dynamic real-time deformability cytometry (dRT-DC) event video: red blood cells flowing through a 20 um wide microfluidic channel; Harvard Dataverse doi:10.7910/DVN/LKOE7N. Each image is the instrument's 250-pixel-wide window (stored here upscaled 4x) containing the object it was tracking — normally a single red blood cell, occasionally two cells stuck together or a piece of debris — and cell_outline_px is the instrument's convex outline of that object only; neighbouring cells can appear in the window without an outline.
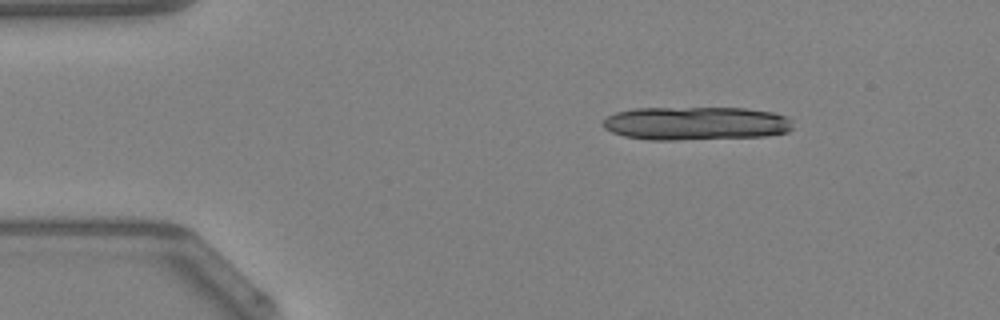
{"species": "Egyptian fruit bat (a non-hibernating species)", "species_latin": "Rousettus aegyptiacus", "temperature_condition": "warm", "stored_images_in_passage": 42, "camera_frame_rate_fps": 3000, "um_per_image_px": 0.085, "animal": {"sex": "female"}, "frame": {"image": 1, "passage_image": 1, "time_ms": 0.0, "image_size_px": [1000, 320], "cell_outline_px": [[792, 128], [788, 132], [764, 136], [676, 140], [648, 140], [624, 136], [612, 132], [604, 128], [600, 124], [608, 116], [616, 112], [632, 108], [744, 108], [772, 112], [788, 116], [792, 120]], "centroid_in_image_um": [59.13, 10.48], "position_along_channel_um": 25.9, "area_um2": 37.28}}
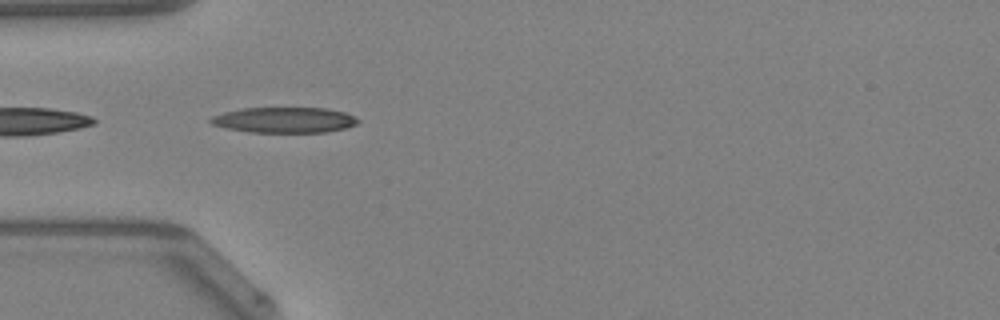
{"frame": {"image": 2, "passage_image": 9, "time_ms": 2.667, "image_size_px": [1000, 320], "cell_outline_px": [[360, 120], [356, 124], [344, 128], [328, 132], [248, 132], [228, 128], [212, 124], [208, 120], [212, 116], [224, 112], [240, 108], [324, 108], [344, 112], [356, 116]], "centroid_in_image_um": [24.18, 10.19], "position_along_channel_um": 60.8, "area_um2": 21.91}}
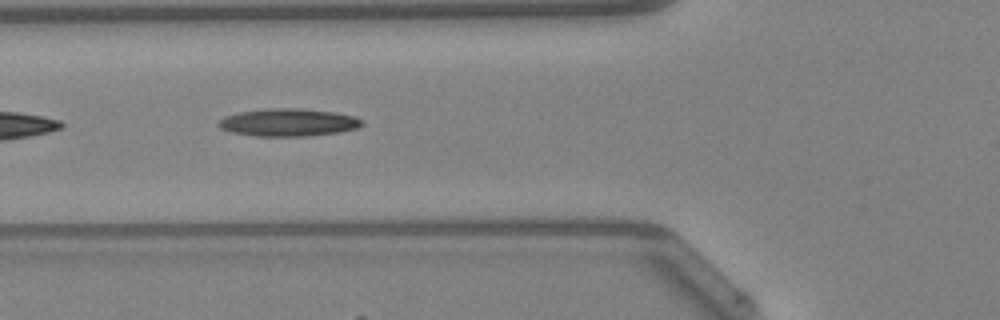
{"frame": {"image": 3, "passage_image": 12, "time_ms": 3.667, "image_size_px": [1000, 320], "cell_outline_px": [[364, 124], [356, 128], [340, 132], [308, 136], [256, 136], [232, 132], [220, 128], [216, 124], [224, 116], [240, 112], [276, 108], [296, 108], [332, 112], [352, 116], [364, 120]], "centroid_in_image_um": [24.5, 10.41], "position_along_channel_um": 101.3, "area_um2": 22.89}, "authors_computed_cell_mechanics": {"area_um2": 21.4438, "velocity_mm_per_s": 4.2909, "shape_relaxation_time_tau1_ms": 6.6283, "shape_relaxation_time_tau2_ms": null, "deformation_change_tau1": 0.1848, "deformation_change_tau2": null}}